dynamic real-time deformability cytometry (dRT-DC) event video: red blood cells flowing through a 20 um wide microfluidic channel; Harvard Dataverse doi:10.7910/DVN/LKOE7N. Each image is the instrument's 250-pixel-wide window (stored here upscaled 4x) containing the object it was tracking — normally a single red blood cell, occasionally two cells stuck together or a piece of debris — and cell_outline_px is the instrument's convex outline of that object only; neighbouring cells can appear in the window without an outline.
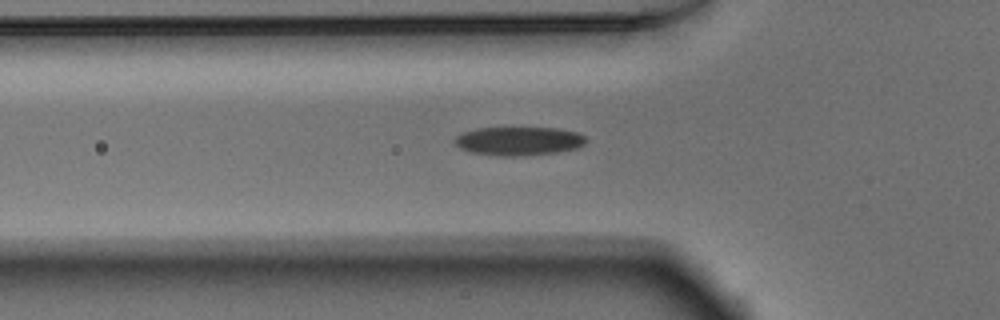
{"species": "Egyptian fruit bat (a non-hibernating species)", "species_latin": "Rousettus aegyptiacus", "temperature_condition": "warm", "stored_images_in_passage": 36, "camera_frame_rate_fps": 3000, "um_per_image_px": 0.085, "animal": {"sex": "male"}, "frame": {"image": 1, "passage_image": 4, "time_ms": 1.0, "image_size_px": [1000, 320], "cell_outline_px": [[588, 140], [580, 148], [556, 152], [516, 156], [500, 156], [472, 152], [460, 148], [452, 140], [456, 136], [464, 132], [476, 128], [556, 128], [576, 132], [584, 136]], "centroid_in_image_um": [44.1, 11.99], "position_along_channel_um": 81.7, "area_um2": 21.85}}
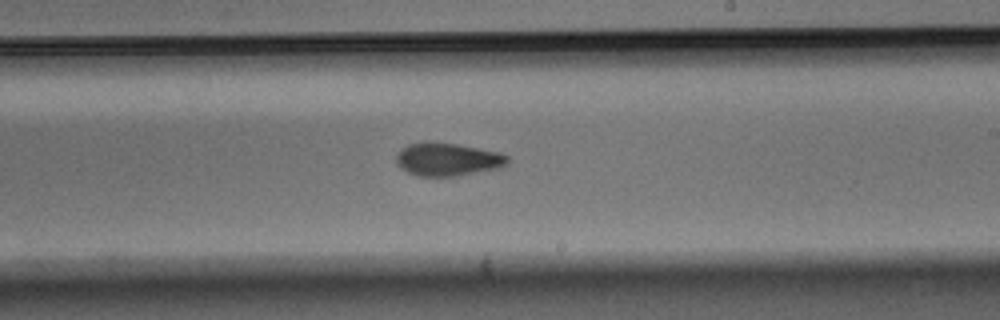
{"frame": {"image": 2, "passage_image": 17, "time_ms": 5.333, "image_size_px": [1000, 320], "cell_outline_px": [[508, 164], [500, 168], [456, 176], [420, 176], [408, 172], [400, 168], [396, 160], [396, 156], [400, 148], [408, 144], [456, 144], [500, 152], [508, 156]], "centroid_in_image_um": [38.08, 13.58], "position_along_channel_um": 250.9, "area_um2": 20.98}}
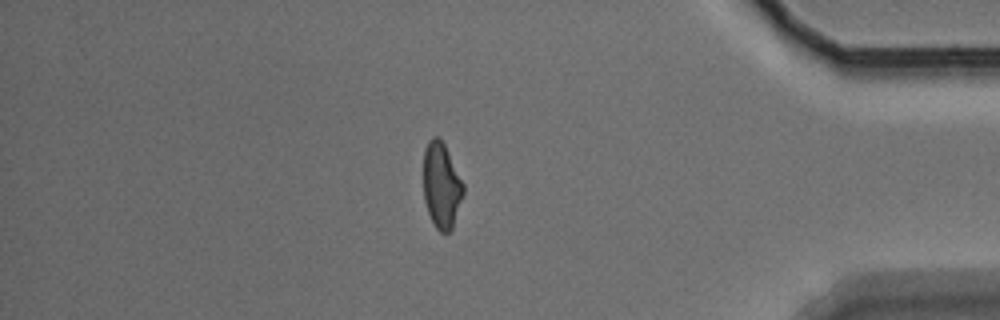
{"frame": {"image": 3, "passage_image": 31, "time_ms": 10.0, "image_size_px": [1000, 320], "cell_outline_px": [[464, 192], [452, 228], [448, 232], [440, 232], [436, 228], [428, 212], [424, 200], [424, 148], [428, 140], [432, 136], [436, 136], [444, 144], [464, 184]], "centroid_in_image_um": [37.52, 15.75], "position_along_channel_um": 397.7, "area_um2": 19.71}}